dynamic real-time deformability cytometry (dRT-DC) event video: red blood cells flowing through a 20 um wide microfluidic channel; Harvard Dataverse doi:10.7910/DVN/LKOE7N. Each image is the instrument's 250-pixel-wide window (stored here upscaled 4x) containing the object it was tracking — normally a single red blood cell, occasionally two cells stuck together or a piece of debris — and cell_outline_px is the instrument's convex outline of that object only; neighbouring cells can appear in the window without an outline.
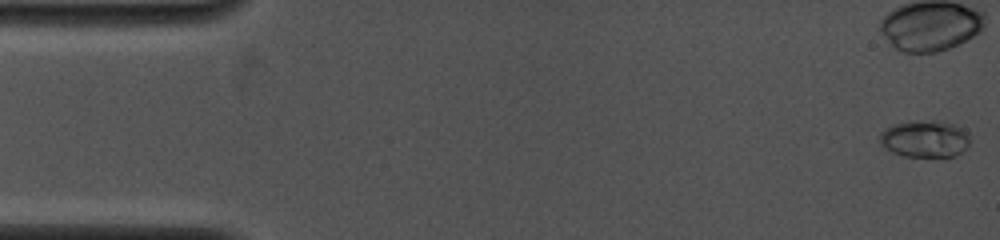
{"species": "common noctule bat (a hibernating species)", "species_latin": "Nyctalus noctula", "temperature_condition": "cold", "stored_images_in_passage": 7, "camera_frame_rate_fps": 4000, "um_per_image_px": 0.085, "animal": {"sex": "female", "body_mass_g": 19.0, "forearm_length_mm": 53.3}, "frame": {"image": 1, "passage_image": 1, "time_ms": 0.0, "image_size_px": [1000, 240], "cell_outline_px": [[968, 148], [952, 156], [904, 156], [892, 152], [880, 144], [880, 132], [884, 128], [908, 120], [936, 120], [952, 124], [968, 132]], "centroid_in_image_um": [78.58, 11.78], "position_along_channel_um": 6.4, "area_um2": 19.42}}